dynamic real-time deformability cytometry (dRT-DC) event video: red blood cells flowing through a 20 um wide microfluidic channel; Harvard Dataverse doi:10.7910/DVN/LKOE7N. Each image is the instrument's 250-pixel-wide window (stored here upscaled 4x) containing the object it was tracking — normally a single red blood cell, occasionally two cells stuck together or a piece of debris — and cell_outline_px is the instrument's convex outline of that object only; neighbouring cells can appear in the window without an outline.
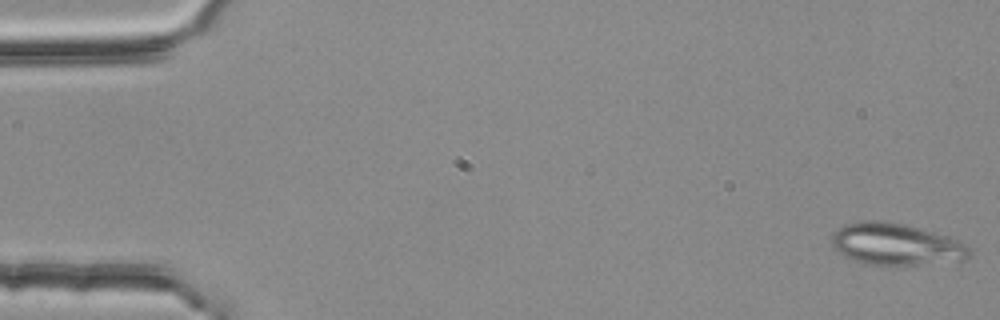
{"species": "common noctule bat (a hibernating species)", "species_latin": "Nyctalus noctula", "temperature_condition": "room temperature", "stored_images_in_passage": 53, "segment_of_instrument_passage": [1, 2], "camera_frame_rate_fps": 3000, "um_per_image_px": 0.085, "animal": {"sex": "female", "body_mass_g": 25.1}, "frame": {"image": 1, "passage_image": 1, "time_ms": 0.0, "image_size_px": [1000, 320], "cell_outline_px": [[972, 256], [968, 260], [916, 264], [864, 264], [852, 260], [836, 252], [832, 248], [832, 236], [844, 224], [864, 220], [876, 220], [904, 224], [944, 236], [964, 244], [972, 248]], "centroid_in_image_um": [76.13, 20.77], "position_along_channel_um": 8.9, "area_um2": 33.23}}